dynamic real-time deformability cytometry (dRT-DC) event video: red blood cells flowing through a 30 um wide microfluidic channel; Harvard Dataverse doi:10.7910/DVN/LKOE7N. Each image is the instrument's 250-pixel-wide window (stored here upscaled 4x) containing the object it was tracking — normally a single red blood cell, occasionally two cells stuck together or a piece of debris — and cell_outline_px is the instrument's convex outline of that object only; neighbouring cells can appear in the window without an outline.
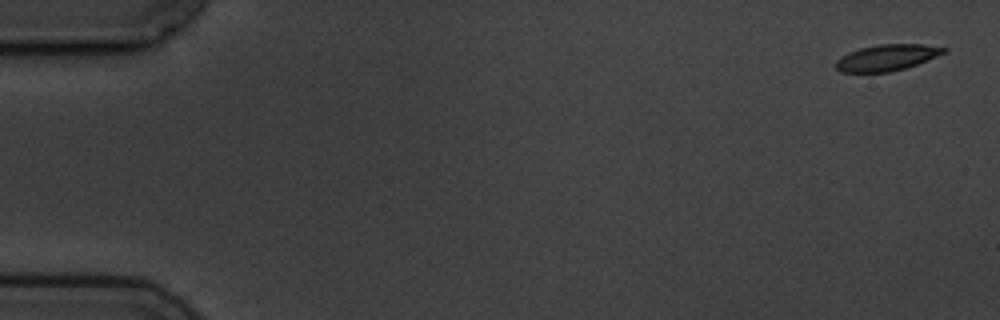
{"species": "common noctule bat (a hibernating species)", "species_latin": "Nyctalus noctula", "temperature_condition": "cold", "stored_images_in_passage": 5, "camera_frame_rate_fps": 3000, "um_per_image_px": 0.085, "animal": {"sex": "male", "body_mass_g": 19.5, "forearm_length_mm": 54.6}, "frame": {"image": 1, "passage_image": 1, "time_ms": 0.0, "image_size_px": [1000, 320], "cell_outline_px": [[948, 48], [944, 52], [936, 56], [916, 64], [904, 68], [888, 72], [840, 72], [836, 68], [836, 60], [840, 56], [848, 52], [860, 48], [880, 44], [924, 44]], "centroid_in_image_um": [75.34, 4.89], "position_along_channel_um": 9.7, "area_um2": 16.3}}
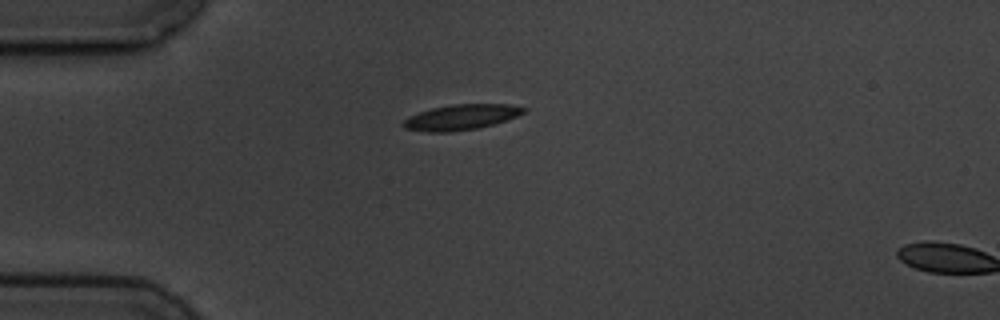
{"frame": {"image": 2, "passage_image": 4, "time_ms": 4.333, "image_size_px": [1000, 320], "cell_outline_px": [[528, 108], [524, 112], [516, 116], [492, 124], [476, 128], [452, 132], [428, 132], [404, 128], [400, 124], [408, 116], [432, 108], [452, 104], [512, 104]], "centroid_in_image_um": [39.16, 9.95], "position_along_channel_um": 45.8, "area_um2": 17.74}}